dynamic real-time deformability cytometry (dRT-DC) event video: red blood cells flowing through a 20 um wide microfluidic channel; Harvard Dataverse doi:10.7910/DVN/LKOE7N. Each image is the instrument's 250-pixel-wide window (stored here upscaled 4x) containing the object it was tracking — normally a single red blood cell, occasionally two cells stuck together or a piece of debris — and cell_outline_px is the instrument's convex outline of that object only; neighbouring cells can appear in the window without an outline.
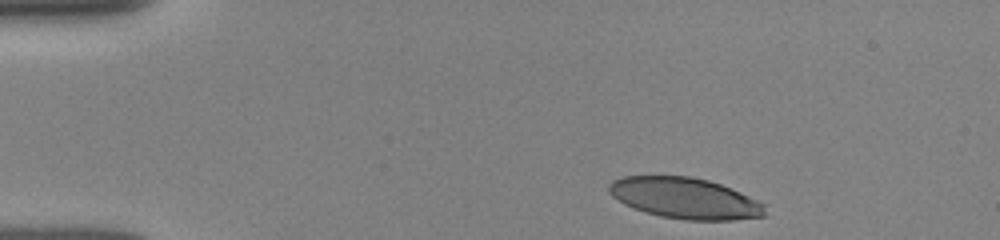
{"species": "human", "species_latin": "Homo sapiens", "temperature_condition": "room temperature", "stored_images_in_passage": 11, "camera_frame_rate_fps": 3000, "um_per_image_px": 0.085, "donor": {"sex": "female"}, "frame": {"image": 1, "passage_image": 1, "time_ms": 0.0, "image_size_px": [1000, 240], "cell_outline_px": [[764, 216], [732, 220], [684, 220], [660, 216], [644, 212], [632, 208], [624, 204], [612, 196], [608, 192], [608, 184], [612, 180], [624, 176], [692, 176], [708, 180], [720, 184], [740, 192], [764, 204]], "centroid_in_image_um": [58.17, 16.84], "position_along_channel_um": 26.8, "area_um2": 37.28}}
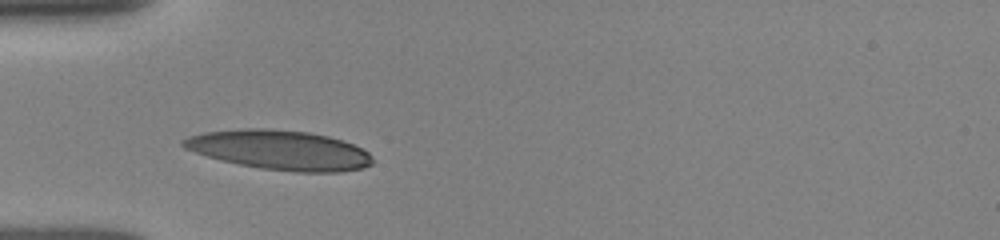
{"frame": {"image": 2, "passage_image": 8, "time_ms": 2.333, "image_size_px": [1000, 240], "cell_outline_px": [[372, 164], [364, 168], [340, 172], [296, 172], [260, 168], [220, 160], [184, 148], [180, 144], [180, 140], [188, 136], [204, 132], [244, 128], [268, 128], [308, 132], [328, 136], [352, 144], [368, 152], [372, 156]], "centroid_in_image_um": [23.76, 12.75], "position_along_channel_um": 61.2, "area_um2": 43.64}}
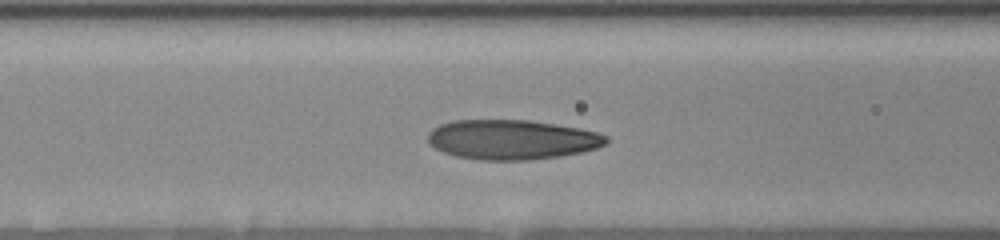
{"frame": {"image": 3, "passage_image": 10, "time_ms": 3.0, "image_size_px": [1000, 240], "cell_outline_px": [[608, 144], [596, 148], [580, 152], [560, 156], [528, 160], [480, 160], [456, 156], [444, 152], [436, 148], [428, 140], [428, 132], [432, 128], [440, 124], [452, 120], [528, 120], [556, 124], [580, 128], [596, 132], [608, 136]], "centroid_in_image_um": [43.52, 11.86], "position_along_channel_um": 123.1, "area_um2": 41.33}}